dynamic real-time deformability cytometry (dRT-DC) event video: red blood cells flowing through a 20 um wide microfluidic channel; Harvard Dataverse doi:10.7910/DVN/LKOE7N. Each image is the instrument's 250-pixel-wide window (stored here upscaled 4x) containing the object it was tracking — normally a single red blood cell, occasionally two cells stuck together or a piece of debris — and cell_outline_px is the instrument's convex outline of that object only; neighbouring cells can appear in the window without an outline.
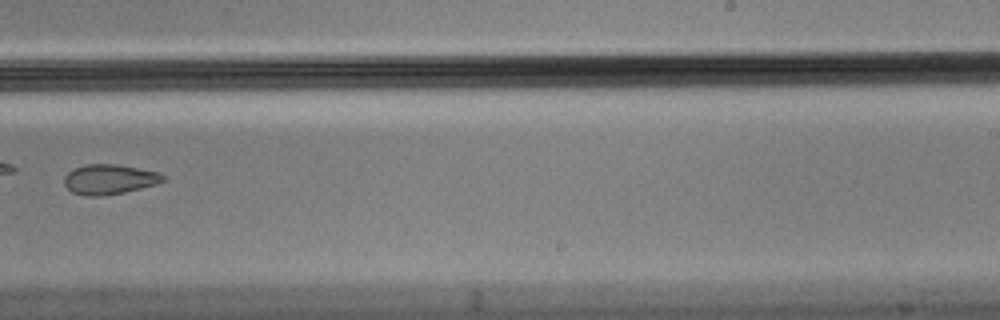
{"species": "Egyptian fruit bat (a non-hibernating species)", "species_latin": "Rousettus aegyptiacus", "temperature_condition": "cold", "stored_images_in_passage": 7, "camera_frame_rate_fps": 3000, "um_per_image_px": 0.085, "animal": {"sex": "male"}, "frame": {"image": 1, "passage_image": 7, "time_ms": 2.0, "image_size_px": [1000, 320], "cell_outline_px": [[164, 180], [156, 184], [124, 192], [104, 196], [84, 196], [72, 192], [64, 184], [64, 176], [72, 168], [88, 164], [116, 164], [160, 172], [164, 176]], "centroid_in_image_um": [9.26, 15.24], "position_along_channel_um": 279.7, "area_um2": 17.28}}